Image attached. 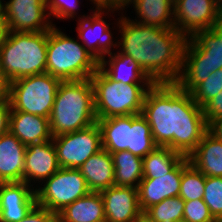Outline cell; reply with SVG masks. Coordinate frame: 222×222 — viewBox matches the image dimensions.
<instances>
[{
    "label": "cell",
    "mask_w": 222,
    "mask_h": 222,
    "mask_svg": "<svg viewBox=\"0 0 222 222\" xmlns=\"http://www.w3.org/2000/svg\"><path fill=\"white\" fill-rule=\"evenodd\" d=\"M19 222H58L57 214L36 205L31 212Z\"/></svg>",
    "instance_id": "obj_35"
},
{
    "label": "cell",
    "mask_w": 222,
    "mask_h": 222,
    "mask_svg": "<svg viewBox=\"0 0 222 222\" xmlns=\"http://www.w3.org/2000/svg\"><path fill=\"white\" fill-rule=\"evenodd\" d=\"M202 109L208 125L213 120L222 117V92L209 100Z\"/></svg>",
    "instance_id": "obj_34"
},
{
    "label": "cell",
    "mask_w": 222,
    "mask_h": 222,
    "mask_svg": "<svg viewBox=\"0 0 222 222\" xmlns=\"http://www.w3.org/2000/svg\"><path fill=\"white\" fill-rule=\"evenodd\" d=\"M212 29L222 38V14L219 16L218 20L212 26Z\"/></svg>",
    "instance_id": "obj_41"
},
{
    "label": "cell",
    "mask_w": 222,
    "mask_h": 222,
    "mask_svg": "<svg viewBox=\"0 0 222 222\" xmlns=\"http://www.w3.org/2000/svg\"><path fill=\"white\" fill-rule=\"evenodd\" d=\"M222 92V69L216 70L203 82L199 83L191 92L193 100L203 107L209 100Z\"/></svg>",
    "instance_id": "obj_30"
},
{
    "label": "cell",
    "mask_w": 222,
    "mask_h": 222,
    "mask_svg": "<svg viewBox=\"0 0 222 222\" xmlns=\"http://www.w3.org/2000/svg\"><path fill=\"white\" fill-rule=\"evenodd\" d=\"M90 11L91 13L87 16L86 14L77 16L76 35L85 49L100 62L106 55L113 53L112 50L115 48L118 50V38L115 39L112 30H110L111 24L105 18L109 15L108 19L113 18L116 13L119 15L124 10L122 8L95 7L94 9V7H90Z\"/></svg>",
    "instance_id": "obj_11"
},
{
    "label": "cell",
    "mask_w": 222,
    "mask_h": 222,
    "mask_svg": "<svg viewBox=\"0 0 222 222\" xmlns=\"http://www.w3.org/2000/svg\"><path fill=\"white\" fill-rule=\"evenodd\" d=\"M56 26L48 30L46 73L61 81L90 78L99 61L80 43Z\"/></svg>",
    "instance_id": "obj_6"
},
{
    "label": "cell",
    "mask_w": 222,
    "mask_h": 222,
    "mask_svg": "<svg viewBox=\"0 0 222 222\" xmlns=\"http://www.w3.org/2000/svg\"><path fill=\"white\" fill-rule=\"evenodd\" d=\"M0 20H6L5 0H0Z\"/></svg>",
    "instance_id": "obj_43"
},
{
    "label": "cell",
    "mask_w": 222,
    "mask_h": 222,
    "mask_svg": "<svg viewBox=\"0 0 222 222\" xmlns=\"http://www.w3.org/2000/svg\"><path fill=\"white\" fill-rule=\"evenodd\" d=\"M5 15L8 31L42 32L52 24L46 0H5Z\"/></svg>",
    "instance_id": "obj_13"
},
{
    "label": "cell",
    "mask_w": 222,
    "mask_h": 222,
    "mask_svg": "<svg viewBox=\"0 0 222 222\" xmlns=\"http://www.w3.org/2000/svg\"><path fill=\"white\" fill-rule=\"evenodd\" d=\"M208 131L213 134L217 139L222 140V117L213 120L208 125Z\"/></svg>",
    "instance_id": "obj_37"
},
{
    "label": "cell",
    "mask_w": 222,
    "mask_h": 222,
    "mask_svg": "<svg viewBox=\"0 0 222 222\" xmlns=\"http://www.w3.org/2000/svg\"><path fill=\"white\" fill-rule=\"evenodd\" d=\"M219 69H222V38L212 28L200 30L185 39L181 71L175 83L190 93Z\"/></svg>",
    "instance_id": "obj_5"
},
{
    "label": "cell",
    "mask_w": 222,
    "mask_h": 222,
    "mask_svg": "<svg viewBox=\"0 0 222 222\" xmlns=\"http://www.w3.org/2000/svg\"><path fill=\"white\" fill-rule=\"evenodd\" d=\"M9 98V81L0 68V101Z\"/></svg>",
    "instance_id": "obj_38"
},
{
    "label": "cell",
    "mask_w": 222,
    "mask_h": 222,
    "mask_svg": "<svg viewBox=\"0 0 222 222\" xmlns=\"http://www.w3.org/2000/svg\"><path fill=\"white\" fill-rule=\"evenodd\" d=\"M8 34V27L6 20H0V46L6 39Z\"/></svg>",
    "instance_id": "obj_40"
},
{
    "label": "cell",
    "mask_w": 222,
    "mask_h": 222,
    "mask_svg": "<svg viewBox=\"0 0 222 222\" xmlns=\"http://www.w3.org/2000/svg\"><path fill=\"white\" fill-rule=\"evenodd\" d=\"M59 169L56 149L52 140L31 144L26 147L23 182L36 189L39 184L42 185L45 180Z\"/></svg>",
    "instance_id": "obj_15"
},
{
    "label": "cell",
    "mask_w": 222,
    "mask_h": 222,
    "mask_svg": "<svg viewBox=\"0 0 222 222\" xmlns=\"http://www.w3.org/2000/svg\"><path fill=\"white\" fill-rule=\"evenodd\" d=\"M99 68L111 80L116 82H122L123 84H155L130 56L119 51L106 55L99 62Z\"/></svg>",
    "instance_id": "obj_22"
},
{
    "label": "cell",
    "mask_w": 222,
    "mask_h": 222,
    "mask_svg": "<svg viewBox=\"0 0 222 222\" xmlns=\"http://www.w3.org/2000/svg\"><path fill=\"white\" fill-rule=\"evenodd\" d=\"M115 175L114 186L138 188L143 179V158L128 150L111 153Z\"/></svg>",
    "instance_id": "obj_26"
},
{
    "label": "cell",
    "mask_w": 222,
    "mask_h": 222,
    "mask_svg": "<svg viewBox=\"0 0 222 222\" xmlns=\"http://www.w3.org/2000/svg\"><path fill=\"white\" fill-rule=\"evenodd\" d=\"M114 28L120 33L118 51L130 56L155 83H175L181 71L185 37L174 28L145 26L123 12Z\"/></svg>",
    "instance_id": "obj_2"
},
{
    "label": "cell",
    "mask_w": 222,
    "mask_h": 222,
    "mask_svg": "<svg viewBox=\"0 0 222 222\" xmlns=\"http://www.w3.org/2000/svg\"><path fill=\"white\" fill-rule=\"evenodd\" d=\"M141 114L157 146L188 157L208 131L203 109L176 83L154 84L146 93Z\"/></svg>",
    "instance_id": "obj_1"
},
{
    "label": "cell",
    "mask_w": 222,
    "mask_h": 222,
    "mask_svg": "<svg viewBox=\"0 0 222 222\" xmlns=\"http://www.w3.org/2000/svg\"><path fill=\"white\" fill-rule=\"evenodd\" d=\"M97 124L102 148L109 153L128 150L143 158L157 147L151 127L141 113L97 119Z\"/></svg>",
    "instance_id": "obj_8"
},
{
    "label": "cell",
    "mask_w": 222,
    "mask_h": 222,
    "mask_svg": "<svg viewBox=\"0 0 222 222\" xmlns=\"http://www.w3.org/2000/svg\"><path fill=\"white\" fill-rule=\"evenodd\" d=\"M60 168L78 169L102 149L101 132L96 123L67 134L52 137Z\"/></svg>",
    "instance_id": "obj_12"
},
{
    "label": "cell",
    "mask_w": 222,
    "mask_h": 222,
    "mask_svg": "<svg viewBox=\"0 0 222 222\" xmlns=\"http://www.w3.org/2000/svg\"><path fill=\"white\" fill-rule=\"evenodd\" d=\"M182 178V161L168 174L142 179L138 186L139 206L142 212L166 198L177 197Z\"/></svg>",
    "instance_id": "obj_18"
},
{
    "label": "cell",
    "mask_w": 222,
    "mask_h": 222,
    "mask_svg": "<svg viewBox=\"0 0 222 222\" xmlns=\"http://www.w3.org/2000/svg\"><path fill=\"white\" fill-rule=\"evenodd\" d=\"M9 131L26 147L52 140L49 118L23 111H11Z\"/></svg>",
    "instance_id": "obj_20"
},
{
    "label": "cell",
    "mask_w": 222,
    "mask_h": 222,
    "mask_svg": "<svg viewBox=\"0 0 222 222\" xmlns=\"http://www.w3.org/2000/svg\"><path fill=\"white\" fill-rule=\"evenodd\" d=\"M221 14L215 0H174V29L189 38L211 29Z\"/></svg>",
    "instance_id": "obj_14"
},
{
    "label": "cell",
    "mask_w": 222,
    "mask_h": 222,
    "mask_svg": "<svg viewBox=\"0 0 222 222\" xmlns=\"http://www.w3.org/2000/svg\"><path fill=\"white\" fill-rule=\"evenodd\" d=\"M185 202L180 196L166 198L147 208L143 213L154 222H175L183 220Z\"/></svg>",
    "instance_id": "obj_29"
},
{
    "label": "cell",
    "mask_w": 222,
    "mask_h": 222,
    "mask_svg": "<svg viewBox=\"0 0 222 222\" xmlns=\"http://www.w3.org/2000/svg\"><path fill=\"white\" fill-rule=\"evenodd\" d=\"M183 220L188 222H218L203 199L184 201Z\"/></svg>",
    "instance_id": "obj_33"
},
{
    "label": "cell",
    "mask_w": 222,
    "mask_h": 222,
    "mask_svg": "<svg viewBox=\"0 0 222 222\" xmlns=\"http://www.w3.org/2000/svg\"><path fill=\"white\" fill-rule=\"evenodd\" d=\"M93 7L114 8V0H89Z\"/></svg>",
    "instance_id": "obj_39"
},
{
    "label": "cell",
    "mask_w": 222,
    "mask_h": 222,
    "mask_svg": "<svg viewBox=\"0 0 222 222\" xmlns=\"http://www.w3.org/2000/svg\"><path fill=\"white\" fill-rule=\"evenodd\" d=\"M206 176L197 170L188 157L182 160V178L179 195L184 201L203 199Z\"/></svg>",
    "instance_id": "obj_28"
},
{
    "label": "cell",
    "mask_w": 222,
    "mask_h": 222,
    "mask_svg": "<svg viewBox=\"0 0 222 222\" xmlns=\"http://www.w3.org/2000/svg\"><path fill=\"white\" fill-rule=\"evenodd\" d=\"M175 222H188V221H185V220H180V221H175Z\"/></svg>",
    "instance_id": "obj_46"
},
{
    "label": "cell",
    "mask_w": 222,
    "mask_h": 222,
    "mask_svg": "<svg viewBox=\"0 0 222 222\" xmlns=\"http://www.w3.org/2000/svg\"><path fill=\"white\" fill-rule=\"evenodd\" d=\"M190 163L205 176L222 177V140L207 131L188 156Z\"/></svg>",
    "instance_id": "obj_24"
},
{
    "label": "cell",
    "mask_w": 222,
    "mask_h": 222,
    "mask_svg": "<svg viewBox=\"0 0 222 222\" xmlns=\"http://www.w3.org/2000/svg\"><path fill=\"white\" fill-rule=\"evenodd\" d=\"M100 193L106 222H136L143 213L139 206L137 188L112 186Z\"/></svg>",
    "instance_id": "obj_17"
},
{
    "label": "cell",
    "mask_w": 222,
    "mask_h": 222,
    "mask_svg": "<svg viewBox=\"0 0 222 222\" xmlns=\"http://www.w3.org/2000/svg\"><path fill=\"white\" fill-rule=\"evenodd\" d=\"M203 201L213 217L222 220V177L206 176Z\"/></svg>",
    "instance_id": "obj_31"
},
{
    "label": "cell",
    "mask_w": 222,
    "mask_h": 222,
    "mask_svg": "<svg viewBox=\"0 0 222 222\" xmlns=\"http://www.w3.org/2000/svg\"><path fill=\"white\" fill-rule=\"evenodd\" d=\"M136 222H154L149 217H147L144 213H142Z\"/></svg>",
    "instance_id": "obj_44"
},
{
    "label": "cell",
    "mask_w": 222,
    "mask_h": 222,
    "mask_svg": "<svg viewBox=\"0 0 222 222\" xmlns=\"http://www.w3.org/2000/svg\"><path fill=\"white\" fill-rule=\"evenodd\" d=\"M36 205L35 189L27 183H0V222H19Z\"/></svg>",
    "instance_id": "obj_16"
},
{
    "label": "cell",
    "mask_w": 222,
    "mask_h": 222,
    "mask_svg": "<svg viewBox=\"0 0 222 222\" xmlns=\"http://www.w3.org/2000/svg\"><path fill=\"white\" fill-rule=\"evenodd\" d=\"M97 119L140 114L147 91L154 84H123L111 80L100 68L90 77Z\"/></svg>",
    "instance_id": "obj_7"
},
{
    "label": "cell",
    "mask_w": 222,
    "mask_h": 222,
    "mask_svg": "<svg viewBox=\"0 0 222 222\" xmlns=\"http://www.w3.org/2000/svg\"><path fill=\"white\" fill-rule=\"evenodd\" d=\"M35 189L37 205L58 213L91 191L79 169L60 168Z\"/></svg>",
    "instance_id": "obj_10"
},
{
    "label": "cell",
    "mask_w": 222,
    "mask_h": 222,
    "mask_svg": "<svg viewBox=\"0 0 222 222\" xmlns=\"http://www.w3.org/2000/svg\"><path fill=\"white\" fill-rule=\"evenodd\" d=\"M80 2L79 0H46L47 11L52 24L54 21L52 18L63 21L76 19Z\"/></svg>",
    "instance_id": "obj_32"
},
{
    "label": "cell",
    "mask_w": 222,
    "mask_h": 222,
    "mask_svg": "<svg viewBox=\"0 0 222 222\" xmlns=\"http://www.w3.org/2000/svg\"><path fill=\"white\" fill-rule=\"evenodd\" d=\"M131 0H114V8H124Z\"/></svg>",
    "instance_id": "obj_42"
},
{
    "label": "cell",
    "mask_w": 222,
    "mask_h": 222,
    "mask_svg": "<svg viewBox=\"0 0 222 222\" xmlns=\"http://www.w3.org/2000/svg\"><path fill=\"white\" fill-rule=\"evenodd\" d=\"M11 105L9 100L0 101V137L9 132Z\"/></svg>",
    "instance_id": "obj_36"
},
{
    "label": "cell",
    "mask_w": 222,
    "mask_h": 222,
    "mask_svg": "<svg viewBox=\"0 0 222 222\" xmlns=\"http://www.w3.org/2000/svg\"><path fill=\"white\" fill-rule=\"evenodd\" d=\"M91 192H101L114 186V165L111 153L99 150L85 161L79 168Z\"/></svg>",
    "instance_id": "obj_23"
},
{
    "label": "cell",
    "mask_w": 222,
    "mask_h": 222,
    "mask_svg": "<svg viewBox=\"0 0 222 222\" xmlns=\"http://www.w3.org/2000/svg\"><path fill=\"white\" fill-rule=\"evenodd\" d=\"M26 146L10 131L0 137V183L22 182Z\"/></svg>",
    "instance_id": "obj_19"
},
{
    "label": "cell",
    "mask_w": 222,
    "mask_h": 222,
    "mask_svg": "<svg viewBox=\"0 0 222 222\" xmlns=\"http://www.w3.org/2000/svg\"><path fill=\"white\" fill-rule=\"evenodd\" d=\"M58 222H106L100 192H90L57 213Z\"/></svg>",
    "instance_id": "obj_25"
},
{
    "label": "cell",
    "mask_w": 222,
    "mask_h": 222,
    "mask_svg": "<svg viewBox=\"0 0 222 222\" xmlns=\"http://www.w3.org/2000/svg\"><path fill=\"white\" fill-rule=\"evenodd\" d=\"M184 158V155L169 147L157 146L143 157V179H154V175L168 174Z\"/></svg>",
    "instance_id": "obj_27"
},
{
    "label": "cell",
    "mask_w": 222,
    "mask_h": 222,
    "mask_svg": "<svg viewBox=\"0 0 222 222\" xmlns=\"http://www.w3.org/2000/svg\"><path fill=\"white\" fill-rule=\"evenodd\" d=\"M96 122L91 79L61 81L49 117L52 137L87 128Z\"/></svg>",
    "instance_id": "obj_3"
},
{
    "label": "cell",
    "mask_w": 222,
    "mask_h": 222,
    "mask_svg": "<svg viewBox=\"0 0 222 222\" xmlns=\"http://www.w3.org/2000/svg\"><path fill=\"white\" fill-rule=\"evenodd\" d=\"M48 31H8L0 46V68L10 82L46 73Z\"/></svg>",
    "instance_id": "obj_4"
},
{
    "label": "cell",
    "mask_w": 222,
    "mask_h": 222,
    "mask_svg": "<svg viewBox=\"0 0 222 222\" xmlns=\"http://www.w3.org/2000/svg\"><path fill=\"white\" fill-rule=\"evenodd\" d=\"M217 9L222 13V0H215Z\"/></svg>",
    "instance_id": "obj_45"
},
{
    "label": "cell",
    "mask_w": 222,
    "mask_h": 222,
    "mask_svg": "<svg viewBox=\"0 0 222 222\" xmlns=\"http://www.w3.org/2000/svg\"><path fill=\"white\" fill-rule=\"evenodd\" d=\"M133 7L132 21L160 28H174V0H131L123 10ZM137 17V18H136Z\"/></svg>",
    "instance_id": "obj_21"
},
{
    "label": "cell",
    "mask_w": 222,
    "mask_h": 222,
    "mask_svg": "<svg viewBox=\"0 0 222 222\" xmlns=\"http://www.w3.org/2000/svg\"><path fill=\"white\" fill-rule=\"evenodd\" d=\"M61 80L49 73L23 77L9 83L11 111L49 118Z\"/></svg>",
    "instance_id": "obj_9"
}]
</instances>
